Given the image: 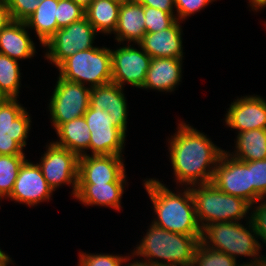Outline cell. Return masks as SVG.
I'll return each mask as SVG.
<instances>
[{
	"label": "cell",
	"instance_id": "obj_9",
	"mask_svg": "<svg viewBox=\"0 0 266 266\" xmlns=\"http://www.w3.org/2000/svg\"><path fill=\"white\" fill-rule=\"evenodd\" d=\"M97 31L84 17L69 26L58 29L43 45L48 48L45 57L58 67L65 59L79 51L93 48Z\"/></svg>",
	"mask_w": 266,
	"mask_h": 266
},
{
	"label": "cell",
	"instance_id": "obj_39",
	"mask_svg": "<svg viewBox=\"0 0 266 266\" xmlns=\"http://www.w3.org/2000/svg\"><path fill=\"white\" fill-rule=\"evenodd\" d=\"M249 3L256 12L259 11L258 9L266 7V0H249Z\"/></svg>",
	"mask_w": 266,
	"mask_h": 266
},
{
	"label": "cell",
	"instance_id": "obj_11",
	"mask_svg": "<svg viewBox=\"0 0 266 266\" xmlns=\"http://www.w3.org/2000/svg\"><path fill=\"white\" fill-rule=\"evenodd\" d=\"M212 183L222 192L243 198L252 207L251 161L243 162L224 151L214 171Z\"/></svg>",
	"mask_w": 266,
	"mask_h": 266
},
{
	"label": "cell",
	"instance_id": "obj_17",
	"mask_svg": "<svg viewBox=\"0 0 266 266\" xmlns=\"http://www.w3.org/2000/svg\"><path fill=\"white\" fill-rule=\"evenodd\" d=\"M225 123L238 133L253 129H266V101L256 96H243L231 103Z\"/></svg>",
	"mask_w": 266,
	"mask_h": 266
},
{
	"label": "cell",
	"instance_id": "obj_26",
	"mask_svg": "<svg viewBox=\"0 0 266 266\" xmlns=\"http://www.w3.org/2000/svg\"><path fill=\"white\" fill-rule=\"evenodd\" d=\"M236 138V150L227 151L232 157L243 162L266 159V129L240 132Z\"/></svg>",
	"mask_w": 266,
	"mask_h": 266
},
{
	"label": "cell",
	"instance_id": "obj_16",
	"mask_svg": "<svg viewBox=\"0 0 266 266\" xmlns=\"http://www.w3.org/2000/svg\"><path fill=\"white\" fill-rule=\"evenodd\" d=\"M123 88L113 82L92 88L89 106L93 109V115L110 118L126 135L128 107Z\"/></svg>",
	"mask_w": 266,
	"mask_h": 266
},
{
	"label": "cell",
	"instance_id": "obj_21",
	"mask_svg": "<svg viewBox=\"0 0 266 266\" xmlns=\"http://www.w3.org/2000/svg\"><path fill=\"white\" fill-rule=\"evenodd\" d=\"M144 21V6L142 4L136 0L121 3L118 23L113 33L116 35L115 40L119 44L124 41L138 44L146 34Z\"/></svg>",
	"mask_w": 266,
	"mask_h": 266
},
{
	"label": "cell",
	"instance_id": "obj_28",
	"mask_svg": "<svg viewBox=\"0 0 266 266\" xmlns=\"http://www.w3.org/2000/svg\"><path fill=\"white\" fill-rule=\"evenodd\" d=\"M25 155H0V198H8L13 191Z\"/></svg>",
	"mask_w": 266,
	"mask_h": 266
},
{
	"label": "cell",
	"instance_id": "obj_36",
	"mask_svg": "<svg viewBox=\"0 0 266 266\" xmlns=\"http://www.w3.org/2000/svg\"><path fill=\"white\" fill-rule=\"evenodd\" d=\"M258 202L254 203V205H259L257 207L255 206L254 210L249 215L254 224L258 239H262V242L266 244V198H262Z\"/></svg>",
	"mask_w": 266,
	"mask_h": 266
},
{
	"label": "cell",
	"instance_id": "obj_38",
	"mask_svg": "<svg viewBox=\"0 0 266 266\" xmlns=\"http://www.w3.org/2000/svg\"><path fill=\"white\" fill-rule=\"evenodd\" d=\"M12 20L6 0H0V30L6 27Z\"/></svg>",
	"mask_w": 266,
	"mask_h": 266
},
{
	"label": "cell",
	"instance_id": "obj_12",
	"mask_svg": "<svg viewBox=\"0 0 266 266\" xmlns=\"http://www.w3.org/2000/svg\"><path fill=\"white\" fill-rule=\"evenodd\" d=\"M137 45L139 49L130 44L120 46L116 50L111 49L112 82L120 87L127 83L142 88L145 82L151 57Z\"/></svg>",
	"mask_w": 266,
	"mask_h": 266
},
{
	"label": "cell",
	"instance_id": "obj_31",
	"mask_svg": "<svg viewBox=\"0 0 266 266\" xmlns=\"http://www.w3.org/2000/svg\"><path fill=\"white\" fill-rule=\"evenodd\" d=\"M85 17V9L73 0H58L57 25L59 28L69 26Z\"/></svg>",
	"mask_w": 266,
	"mask_h": 266
},
{
	"label": "cell",
	"instance_id": "obj_8",
	"mask_svg": "<svg viewBox=\"0 0 266 266\" xmlns=\"http://www.w3.org/2000/svg\"><path fill=\"white\" fill-rule=\"evenodd\" d=\"M49 103L53 128L82 117L90 103V87L58 77Z\"/></svg>",
	"mask_w": 266,
	"mask_h": 266
},
{
	"label": "cell",
	"instance_id": "obj_40",
	"mask_svg": "<svg viewBox=\"0 0 266 266\" xmlns=\"http://www.w3.org/2000/svg\"><path fill=\"white\" fill-rule=\"evenodd\" d=\"M126 266H156V265L153 264V263H151V262H147V261H144L143 262V259H142V261H140V260H134L131 263H127Z\"/></svg>",
	"mask_w": 266,
	"mask_h": 266
},
{
	"label": "cell",
	"instance_id": "obj_22",
	"mask_svg": "<svg viewBox=\"0 0 266 266\" xmlns=\"http://www.w3.org/2000/svg\"><path fill=\"white\" fill-rule=\"evenodd\" d=\"M126 183L77 184V191L74 198L84 205H98L121 210L120 203L124 193V185H127Z\"/></svg>",
	"mask_w": 266,
	"mask_h": 266
},
{
	"label": "cell",
	"instance_id": "obj_19",
	"mask_svg": "<svg viewBox=\"0 0 266 266\" xmlns=\"http://www.w3.org/2000/svg\"><path fill=\"white\" fill-rule=\"evenodd\" d=\"M182 60L180 58H151L142 89L172 92L182 81Z\"/></svg>",
	"mask_w": 266,
	"mask_h": 266
},
{
	"label": "cell",
	"instance_id": "obj_6",
	"mask_svg": "<svg viewBox=\"0 0 266 266\" xmlns=\"http://www.w3.org/2000/svg\"><path fill=\"white\" fill-rule=\"evenodd\" d=\"M59 76L90 89L112 82L111 50L93 47L65 59L58 67ZM89 83V84H88Z\"/></svg>",
	"mask_w": 266,
	"mask_h": 266
},
{
	"label": "cell",
	"instance_id": "obj_7",
	"mask_svg": "<svg viewBox=\"0 0 266 266\" xmlns=\"http://www.w3.org/2000/svg\"><path fill=\"white\" fill-rule=\"evenodd\" d=\"M17 98L0 100V155H25L31 117Z\"/></svg>",
	"mask_w": 266,
	"mask_h": 266
},
{
	"label": "cell",
	"instance_id": "obj_24",
	"mask_svg": "<svg viewBox=\"0 0 266 266\" xmlns=\"http://www.w3.org/2000/svg\"><path fill=\"white\" fill-rule=\"evenodd\" d=\"M121 3L116 0H93L85 9V17L99 33H114Z\"/></svg>",
	"mask_w": 266,
	"mask_h": 266
},
{
	"label": "cell",
	"instance_id": "obj_41",
	"mask_svg": "<svg viewBox=\"0 0 266 266\" xmlns=\"http://www.w3.org/2000/svg\"><path fill=\"white\" fill-rule=\"evenodd\" d=\"M11 262L13 263V261L7 254L0 258V266H7L9 263L11 264Z\"/></svg>",
	"mask_w": 266,
	"mask_h": 266
},
{
	"label": "cell",
	"instance_id": "obj_1",
	"mask_svg": "<svg viewBox=\"0 0 266 266\" xmlns=\"http://www.w3.org/2000/svg\"><path fill=\"white\" fill-rule=\"evenodd\" d=\"M189 125L180 122L176 134L168 142L176 184L185 187L212 182L218 161L225 151Z\"/></svg>",
	"mask_w": 266,
	"mask_h": 266
},
{
	"label": "cell",
	"instance_id": "obj_3",
	"mask_svg": "<svg viewBox=\"0 0 266 266\" xmlns=\"http://www.w3.org/2000/svg\"><path fill=\"white\" fill-rule=\"evenodd\" d=\"M149 227L136 250L131 253L132 258L135 255L144 257L143 261L156 266H192L195 249L202 235L170 232L153 223Z\"/></svg>",
	"mask_w": 266,
	"mask_h": 266
},
{
	"label": "cell",
	"instance_id": "obj_35",
	"mask_svg": "<svg viewBox=\"0 0 266 266\" xmlns=\"http://www.w3.org/2000/svg\"><path fill=\"white\" fill-rule=\"evenodd\" d=\"M214 0H174L175 9L177 10L176 19L185 20L192 14L201 11Z\"/></svg>",
	"mask_w": 266,
	"mask_h": 266
},
{
	"label": "cell",
	"instance_id": "obj_27",
	"mask_svg": "<svg viewBox=\"0 0 266 266\" xmlns=\"http://www.w3.org/2000/svg\"><path fill=\"white\" fill-rule=\"evenodd\" d=\"M20 77L18 60L0 54V95L3 98H18Z\"/></svg>",
	"mask_w": 266,
	"mask_h": 266
},
{
	"label": "cell",
	"instance_id": "obj_30",
	"mask_svg": "<svg viewBox=\"0 0 266 266\" xmlns=\"http://www.w3.org/2000/svg\"><path fill=\"white\" fill-rule=\"evenodd\" d=\"M146 33H156L169 28L177 19L176 14L167 13L160 9L144 6Z\"/></svg>",
	"mask_w": 266,
	"mask_h": 266
},
{
	"label": "cell",
	"instance_id": "obj_18",
	"mask_svg": "<svg viewBox=\"0 0 266 266\" xmlns=\"http://www.w3.org/2000/svg\"><path fill=\"white\" fill-rule=\"evenodd\" d=\"M176 20L169 28L156 33H146L138 43L151 58L183 59L182 26Z\"/></svg>",
	"mask_w": 266,
	"mask_h": 266
},
{
	"label": "cell",
	"instance_id": "obj_14",
	"mask_svg": "<svg viewBox=\"0 0 266 266\" xmlns=\"http://www.w3.org/2000/svg\"><path fill=\"white\" fill-rule=\"evenodd\" d=\"M123 162L119 155H82L79 157L78 184L126 182Z\"/></svg>",
	"mask_w": 266,
	"mask_h": 266
},
{
	"label": "cell",
	"instance_id": "obj_10",
	"mask_svg": "<svg viewBox=\"0 0 266 266\" xmlns=\"http://www.w3.org/2000/svg\"><path fill=\"white\" fill-rule=\"evenodd\" d=\"M38 165L53 191L63 184L72 185V194L75 197L79 169V156L77 154L53 141L49 143Z\"/></svg>",
	"mask_w": 266,
	"mask_h": 266
},
{
	"label": "cell",
	"instance_id": "obj_13",
	"mask_svg": "<svg viewBox=\"0 0 266 266\" xmlns=\"http://www.w3.org/2000/svg\"><path fill=\"white\" fill-rule=\"evenodd\" d=\"M90 131L91 155H122L126 135L113 121L103 115H93L89 106L83 115Z\"/></svg>",
	"mask_w": 266,
	"mask_h": 266
},
{
	"label": "cell",
	"instance_id": "obj_20",
	"mask_svg": "<svg viewBox=\"0 0 266 266\" xmlns=\"http://www.w3.org/2000/svg\"><path fill=\"white\" fill-rule=\"evenodd\" d=\"M24 21H11L0 30V54L15 60L31 59L36 53L35 43Z\"/></svg>",
	"mask_w": 266,
	"mask_h": 266
},
{
	"label": "cell",
	"instance_id": "obj_25",
	"mask_svg": "<svg viewBox=\"0 0 266 266\" xmlns=\"http://www.w3.org/2000/svg\"><path fill=\"white\" fill-rule=\"evenodd\" d=\"M57 5L58 0H44L25 21L28 30L36 31L42 46L60 29L56 20Z\"/></svg>",
	"mask_w": 266,
	"mask_h": 266
},
{
	"label": "cell",
	"instance_id": "obj_34",
	"mask_svg": "<svg viewBox=\"0 0 266 266\" xmlns=\"http://www.w3.org/2000/svg\"><path fill=\"white\" fill-rule=\"evenodd\" d=\"M44 0H6L12 20L26 21Z\"/></svg>",
	"mask_w": 266,
	"mask_h": 266
},
{
	"label": "cell",
	"instance_id": "obj_44",
	"mask_svg": "<svg viewBox=\"0 0 266 266\" xmlns=\"http://www.w3.org/2000/svg\"><path fill=\"white\" fill-rule=\"evenodd\" d=\"M116 1H118L120 3H124V2H130V1H135V0H116Z\"/></svg>",
	"mask_w": 266,
	"mask_h": 266
},
{
	"label": "cell",
	"instance_id": "obj_29",
	"mask_svg": "<svg viewBox=\"0 0 266 266\" xmlns=\"http://www.w3.org/2000/svg\"><path fill=\"white\" fill-rule=\"evenodd\" d=\"M237 260L228 254L207 247L202 241L195 249L192 266H237Z\"/></svg>",
	"mask_w": 266,
	"mask_h": 266
},
{
	"label": "cell",
	"instance_id": "obj_43",
	"mask_svg": "<svg viewBox=\"0 0 266 266\" xmlns=\"http://www.w3.org/2000/svg\"><path fill=\"white\" fill-rule=\"evenodd\" d=\"M237 266H260V260L259 261H254V262H243L242 264H239Z\"/></svg>",
	"mask_w": 266,
	"mask_h": 266
},
{
	"label": "cell",
	"instance_id": "obj_45",
	"mask_svg": "<svg viewBox=\"0 0 266 266\" xmlns=\"http://www.w3.org/2000/svg\"><path fill=\"white\" fill-rule=\"evenodd\" d=\"M6 253L0 249V258L3 257Z\"/></svg>",
	"mask_w": 266,
	"mask_h": 266
},
{
	"label": "cell",
	"instance_id": "obj_33",
	"mask_svg": "<svg viewBox=\"0 0 266 266\" xmlns=\"http://www.w3.org/2000/svg\"><path fill=\"white\" fill-rule=\"evenodd\" d=\"M251 185L253 204L266 198V159L251 161Z\"/></svg>",
	"mask_w": 266,
	"mask_h": 266
},
{
	"label": "cell",
	"instance_id": "obj_4",
	"mask_svg": "<svg viewBox=\"0 0 266 266\" xmlns=\"http://www.w3.org/2000/svg\"><path fill=\"white\" fill-rule=\"evenodd\" d=\"M189 188L202 230L211 223L238 222L252 209L243 198L222 192L212 182Z\"/></svg>",
	"mask_w": 266,
	"mask_h": 266
},
{
	"label": "cell",
	"instance_id": "obj_42",
	"mask_svg": "<svg viewBox=\"0 0 266 266\" xmlns=\"http://www.w3.org/2000/svg\"><path fill=\"white\" fill-rule=\"evenodd\" d=\"M75 3L80 5L83 9H86L93 0H73Z\"/></svg>",
	"mask_w": 266,
	"mask_h": 266
},
{
	"label": "cell",
	"instance_id": "obj_32",
	"mask_svg": "<svg viewBox=\"0 0 266 266\" xmlns=\"http://www.w3.org/2000/svg\"><path fill=\"white\" fill-rule=\"evenodd\" d=\"M79 264L78 266H123L129 260L132 261L131 256H119L111 254H87L84 252L79 253Z\"/></svg>",
	"mask_w": 266,
	"mask_h": 266
},
{
	"label": "cell",
	"instance_id": "obj_15",
	"mask_svg": "<svg viewBox=\"0 0 266 266\" xmlns=\"http://www.w3.org/2000/svg\"><path fill=\"white\" fill-rule=\"evenodd\" d=\"M52 193L53 190L43 177L38 163L33 164L26 159L19 169L13 191L8 198L33 207L50 200Z\"/></svg>",
	"mask_w": 266,
	"mask_h": 266
},
{
	"label": "cell",
	"instance_id": "obj_2",
	"mask_svg": "<svg viewBox=\"0 0 266 266\" xmlns=\"http://www.w3.org/2000/svg\"><path fill=\"white\" fill-rule=\"evenodd\" d=\"M150 200L154 207L152 223L167 231L185 234L202 235L195 210V204L189 187L179 193L169 190L158 179L144 180Z\"/></svg>",
	"mask_w": 266,
	"mask_h": 266
},
{
	"label": "cell",
	"instance_id": "obj_37",
	"mask_svg": "<svg viewBox=\"0 0 266 266\" xmlns=\"http://www.w3.org/2000/svg\"><path fill=\"white\" fill-rule=\"evenodd\" d=\"M143 6H150L167 13H174V0H136Z\"/></svg>",
	"mask_w": 266,
	"mask_h": 266
},
{
	"label": "cell",
	"instance_id": "obj_23",
	"mask_svg": "<svg viewBox=\"0 0 266 266\" xmlns=\"http://www.w3.org/2000/svg\"><path fill=\"white\" fill-rule=\"evenodd\" d=\"M59 141L54 143L74 152L79 157L87 155L90 145V131L84 116L61 124L56 130Z\"/></svg>",
	"mask_w": 266,
	"mask_h": 266
},
{
	"label": "cell",
	"instance_id": "obj_5",
	"mask_svg": "<svg viewBox=\"0 0 266 266\" xmlns=\"http://www.w3.org/2000/svg\"><path fill=\"white\" fill-rule=\"evenodd\" d=\"M247 219L249 220L245 225L249 224L248 227L239 221L211 223L202 230L201 241L207 247L222 251L234 259L238 256H251L254 258L250 262L259 261L265 256L259 255L261 243L251 218L248 216Z\"/></svg>",
	"mask_w": 266,
	"mask_h": 266
}]
</instances>
